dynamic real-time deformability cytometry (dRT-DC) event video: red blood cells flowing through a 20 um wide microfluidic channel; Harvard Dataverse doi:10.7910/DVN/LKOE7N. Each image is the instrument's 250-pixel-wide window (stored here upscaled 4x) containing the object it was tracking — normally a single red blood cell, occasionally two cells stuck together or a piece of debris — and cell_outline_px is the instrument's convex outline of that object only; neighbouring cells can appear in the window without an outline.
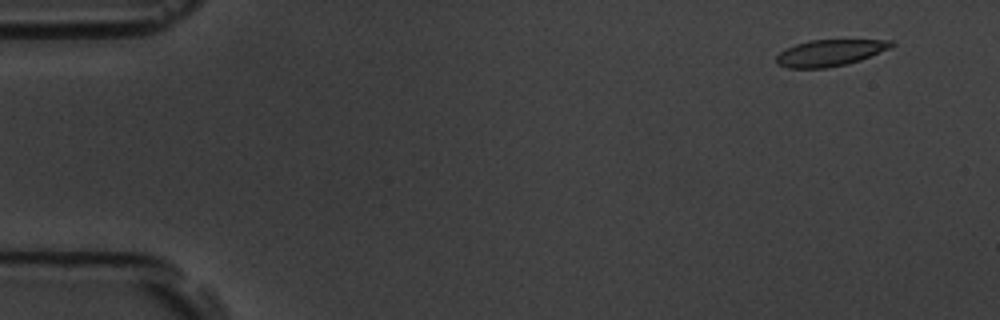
{"species": "common noctule bat (a hibernating species)", "species_latin": "Nyctalus noctula", "temperature_condition": "room temperature", "stored_images_in_passage": 7, "segment_of_instrument_passage": [2, 2], "camera_frame_rate_fps": 3000, "um_per_image_px": 0.085, "animal": {"sex": "male", "body_mass_g": 19.5, "forearm_length_mm": 54.6}, "frame": {"image": 1, "passage_image": 7, "time_ms": 6.667, "image_size_px": [1000, 320], "cell_outline_px": [[896, 44], [888, 48], [860, 60], [848, 64], [828, 68], [788, 68], [776, 64], [776, 56], [784, 48], [796, 44], [812, 40], [892, 40]], "centroid_in_image_um": [70.49, 4.5], "position_along_channel_um": 14.5, "area_um2": 17.69}}